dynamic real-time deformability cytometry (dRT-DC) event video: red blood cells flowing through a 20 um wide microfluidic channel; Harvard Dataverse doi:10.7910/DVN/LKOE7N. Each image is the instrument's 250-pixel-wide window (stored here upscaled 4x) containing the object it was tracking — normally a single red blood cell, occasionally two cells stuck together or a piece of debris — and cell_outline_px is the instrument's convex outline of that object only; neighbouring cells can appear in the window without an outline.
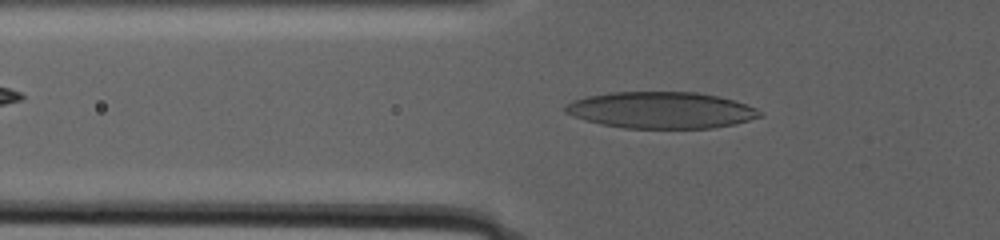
{"species": "human", "species_latin": "Homo sapiens", "temperature_condition": "warm", "stored_images_in_passage": 50, "camera_frame_rate_fps": 3000, "um_per_image_px": 0.085, "donor": {"sex": "male"}, "frame": {"image": 1, "passage_image": 2, "time_ms": 0.333, "image_size_px": [1000, 240], "cell_outline_px": [[764, 116], [736, 124], [712, 128], [624, 128], [600, 124], [584, 120], [572, 116], [564, 112], [564, 104], [572, 100], [588, 96], [608, 92], [696, 92], [716, 96], [732, 100], [756, 108], [764, 112]], "centroid_in_image_um": [56.17, 9.37], "position_along_channel_um": 69.6, "area_um2": 41.67}}
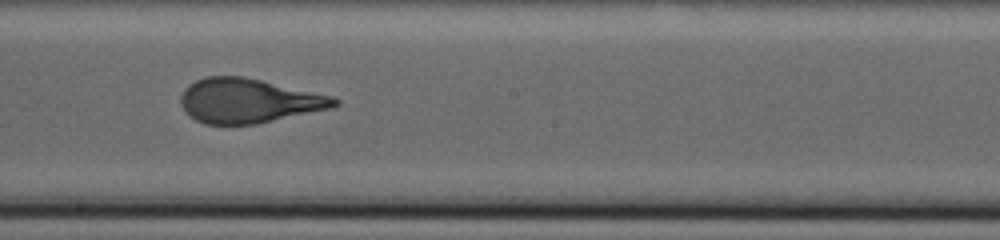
{"frame": {"image": 2, "passage_image": 28, "time_ms": 7.667, "image_size_px": [1000, 240], "cell_outline_px": [[340, 104], [332, 108], [256, 124], [204, 124], [196, 120], [180, 104], [180, 96], [184, 88], [188, 84], [204, 76], [244, 76], [332, 96], [340, 100]], "centroid_in_image_um": [21.13, 8.55], "position_along_channel_um": 227.1, "area_um2": 39.71}}
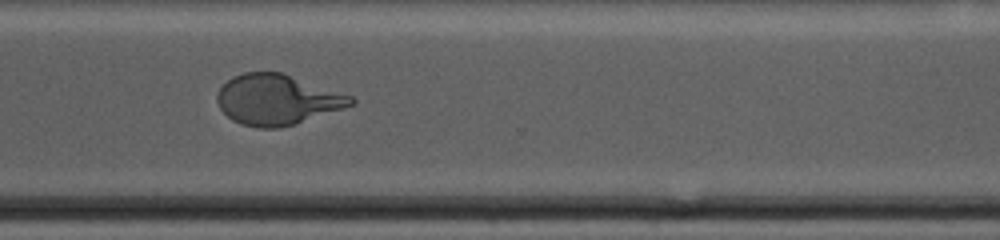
{"frame": {"image": 3, "passage_image": 49, "time_ms": 13.0, "image_size_px": [1000, 240], "cell_outline_px": [[356, 100], [352, 104], [296, 124], [280, 128], [256, 128], [240, 124], [232, 120], [220, 108], [216, 100], [216, 92], [232, 76], [244, 72], [280, 72], [352, 96]], "centroid_in_image_um": [23.5, 8.48], "position_along_channel_um": 347.1, "area_um2": 38.96}}